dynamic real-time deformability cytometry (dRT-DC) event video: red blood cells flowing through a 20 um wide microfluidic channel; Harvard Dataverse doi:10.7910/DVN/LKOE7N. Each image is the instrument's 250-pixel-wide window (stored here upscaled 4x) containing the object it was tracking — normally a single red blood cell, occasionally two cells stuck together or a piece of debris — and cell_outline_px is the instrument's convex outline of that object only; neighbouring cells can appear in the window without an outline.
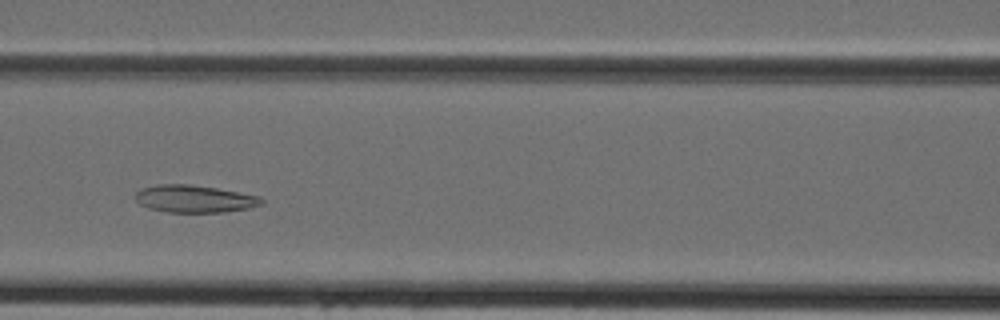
{"species": "Egyptian fruit bat (a non-hibernating species)", "species_latin": "Rousettus aegyptiacus", "temperature_condition": "cold", "stored_images_in_passage": 41, "camera_frame_rate_fps": 3000, "um_per_image_px": 0.085, "animal": {"sex": "female"}, "frame": {"image": 1, "passage_image": 15, "time_ms": 4.667, "image_size_px": [1000, 320], "cell_outline_px": [[264, 204], [248, 208], [224, 212], [168, 212], [148, 208], [140, 204], [136, 200], [136, 192], [140, 188], [160, 184], [188, 184], [216, 188], [260, 196], [264, 200]], "centroid_in_image_um": [16.53, 16.9], "position_along_channel_um": 150.1, "area_um2": 20.11}}
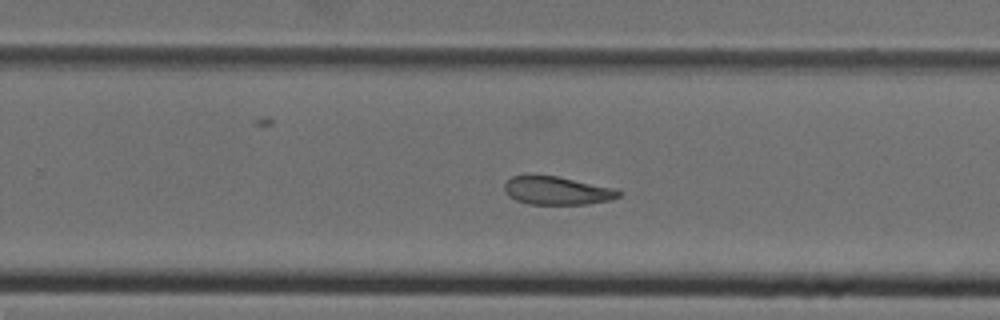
{"frame": {"image": 2, "passage_image": 24, "time_ms": 7.667, "image_size_px": [1000, 320], "cell_outline_px": [[624, 192], [620, 196], [612, 200], [588, 204], [528, 204], [516, 200], [508, 196], [504, 192], [504, 184], [512, 176], [556, 176], [616, 188]], "centroid_in_image_um": [47.39, 16.22], "position_along_channel_um": 282.4, "area_um2": 18.84}}
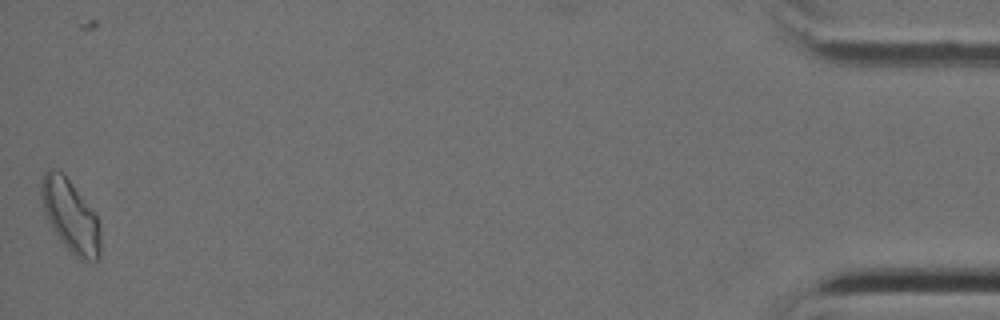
{"frame": {"image": 3, "passage_image": 40, "time_ms": 13.0, "image_size_px": [1000, 320], "cell_outline_px": [[100, 256], [96, 260], [80, 260], [64, 244], [48, 220], [44, 208], [40, 184], [44, 172], [48, 168], [60, 172], [68, 180], [96, 216], [100, 224]], "centroid_in_image_um": [6.0, 18.37], "position_along_channel_um": 429.2, "area_um2": 23.93}}